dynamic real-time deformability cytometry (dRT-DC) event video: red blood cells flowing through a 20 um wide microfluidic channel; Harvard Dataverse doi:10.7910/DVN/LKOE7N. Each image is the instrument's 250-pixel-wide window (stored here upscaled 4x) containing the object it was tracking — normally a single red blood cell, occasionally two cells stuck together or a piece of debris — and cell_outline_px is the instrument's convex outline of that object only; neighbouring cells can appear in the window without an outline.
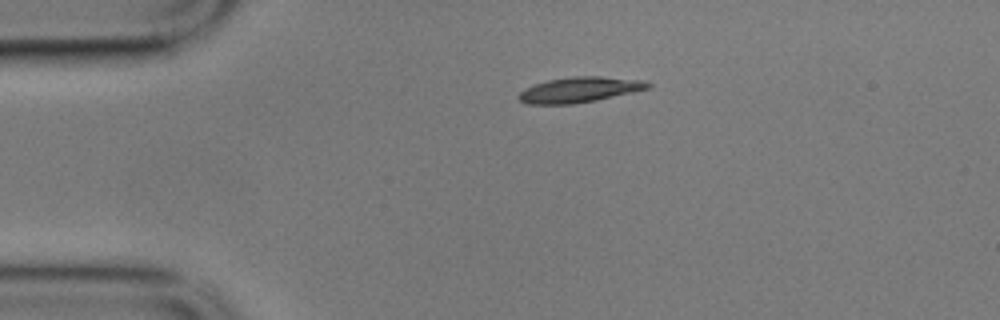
{"species": "common noctule bat (a hibernating species)", "species_latin": "Nyctalus noctula", "temperature_condition": "cold", "stored_images_in_passage": 2, "camera_frame_rate_fps": 3000, "um_per_image_px": 0.085, "animal": {"sex": "male", "body_mass_g": 17.9}, "frame": {"image": 1, "passage_image": 1, "time_ms": 0.0, "image_size_px": [1000, 320], "cell_outline_px": [[652, 84], [648, 88], [632, 92], [596, 100], [572, 104], [528, 104], [520, 100], [516, 96], [520, 92], [536, 84], [548, 80], [576, 76], [600, 76], [644, 80]], "centroid_in_image_um": [49.27, 7.62], "position_along_channel_um": 35.7, "area_um2": 18.84}}